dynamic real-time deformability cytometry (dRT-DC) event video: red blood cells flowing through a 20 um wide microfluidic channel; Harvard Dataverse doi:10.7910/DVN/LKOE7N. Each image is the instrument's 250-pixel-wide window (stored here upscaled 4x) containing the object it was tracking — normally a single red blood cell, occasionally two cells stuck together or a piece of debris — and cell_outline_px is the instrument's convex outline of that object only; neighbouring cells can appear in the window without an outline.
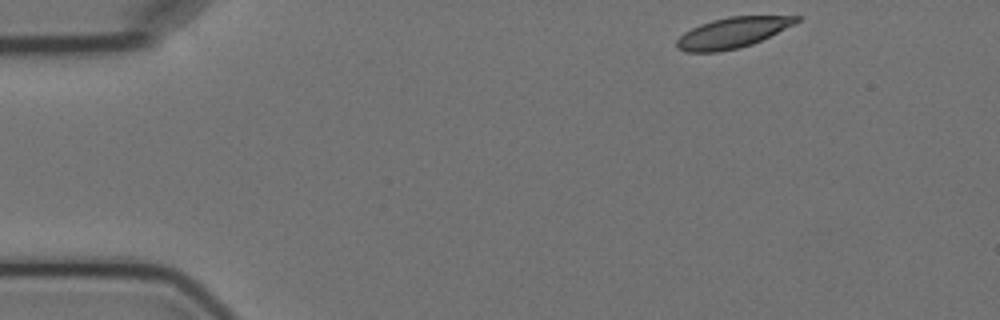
{"species": "Egyptian fruit bat (a non-hibernating species)", "species_latin": "Rousettus aegyptiacus", "temperature_condition": "cold", "stored_images_in_passage": 9, "camera_frame_rate_fps": 3000, "um_per_image_px": 0.085, "animal": {"sex": "female"}, "frame": {"image": 1, "passage_image": 1, "time_ms": 0.0, "image_size_px": [1000, 320], "cell_outline_px": [[800, 20], [752, 44], [736, 48], [716, 52], [684, 52], [676, 48], [676, 40], [684, 32], [700, 24], [712, 20], [728, 16], [800, 16]], "centroid_in_image_um": [62.17, 2.78], "position_along_channel_um": 22.8, "area_um2": 20.92}}
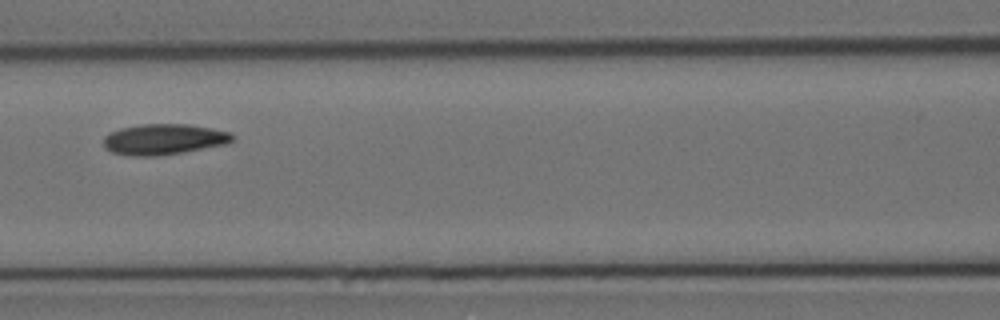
{"frame": {"image": 2, "passage_image": 6, "time_ms": 6.0, "image_size_px": [1000, 320], "cell_outline_px": [[236, 136], [228, 144], [184, 152], [156, 156], [132, 156], [112, 152], [104, 148], [104, 136], [120, 128], [140, 124], [188, 124], [212, 128], [232, 132]], "centroid_in_image_um": [13.97, 11.84], "position_along_channel_um": 152.6, "area_um2": 23.29}}
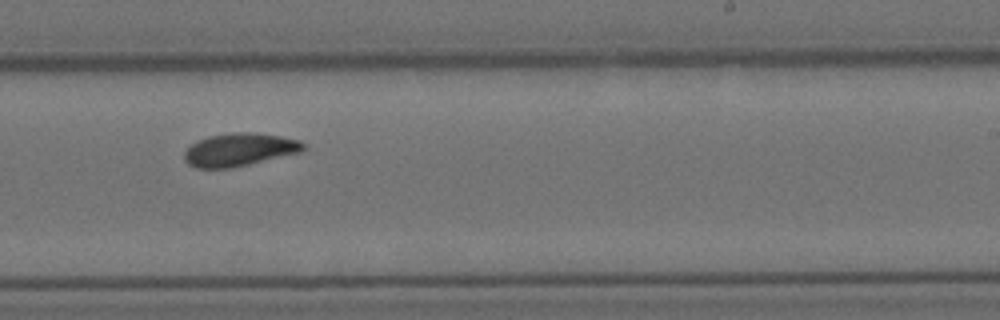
{"frame": {"image": 3, "passage_image": 9, "time_ms": 9.333, "image_size_px": [1000, 320], "cell_outline_px": [[304, 148], [300, 152], [232, 168], [196, 168], [188, 164], [184, 160], [184, 152], [196, 140], [208, 136], [232, 132], [252, 132], [280, 136], [300, 140], [304, 144]], "centroid_in_image_um": [20.31, 12.72], "position_along_channel_um": 268.7, "area_um2": 22.83}}